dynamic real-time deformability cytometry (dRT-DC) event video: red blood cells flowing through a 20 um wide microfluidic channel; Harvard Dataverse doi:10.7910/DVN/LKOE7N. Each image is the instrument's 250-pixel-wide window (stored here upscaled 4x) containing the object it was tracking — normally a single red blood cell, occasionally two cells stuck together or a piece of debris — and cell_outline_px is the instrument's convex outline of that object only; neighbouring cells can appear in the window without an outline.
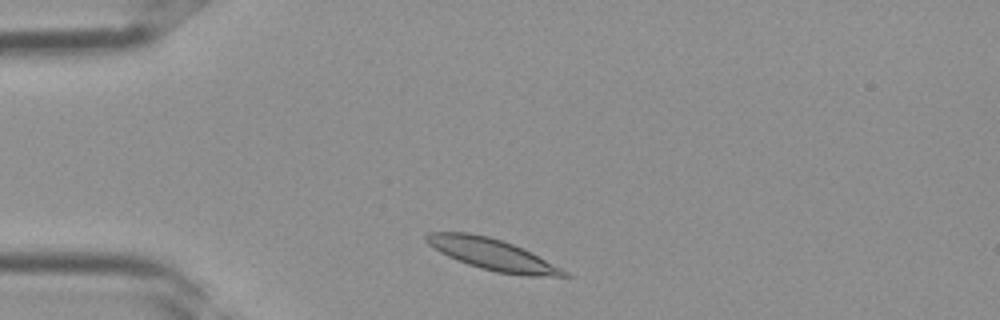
{"species": "Egyptian fruit bat (a non-hibernating species)", "species_latin": "Rousettus aegyptiacus", "temperature_condition": "room temperature", "stored_images_in_passage": 25, "camera_frame_rate_fps": 3000, "um_per_image_px": 0.085, "frame": {"image": 1, "passage_image": 2, "time_ms": 0.333, "image_size_px": [1000, 320], "cell_outline_px": [[572, 276], [568, 280], [528, 276], [496, 272], [480, 268], [468, 264], [448, 256], [440, 252], [428, 244], [424, 240], [424, 236], [428, 232], [468, 232], [488, 236], [524, 248], [532, 252], [568, 272]], "centroid_in_image_um": [41.97, 21.66], "position_along_channel_um": 43.0, "area_um2": 25.66}}
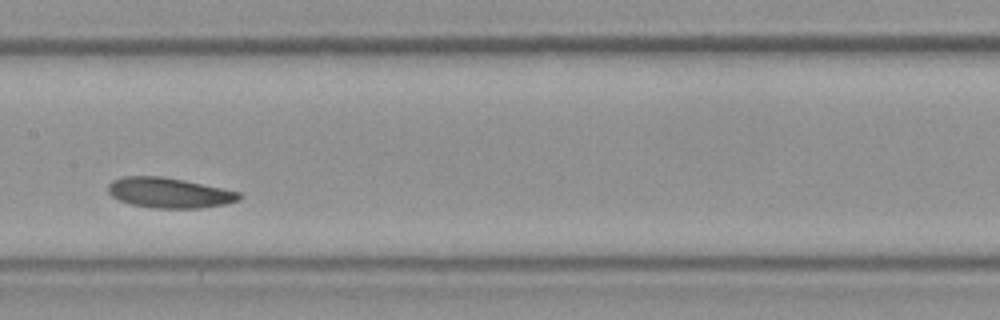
{"frame": {"image": 2, "passage_image": 12, "time_ms": 3.667, "image_size_px": [1000, 320], "cell_outline_px": [[244, 196], [240, 200], [228, 204], [200, 208], [152, 208], [132, 204], [120, 200], [112, 196], [108, 192], [108, 184], [112, 180], [124, 176], [160, 176], [184, 180], [240, 192]], "centroid_in_image_um": [14.41, 16.39], "position_along_channel_um": 193.0, "area_um2": 23.18}}
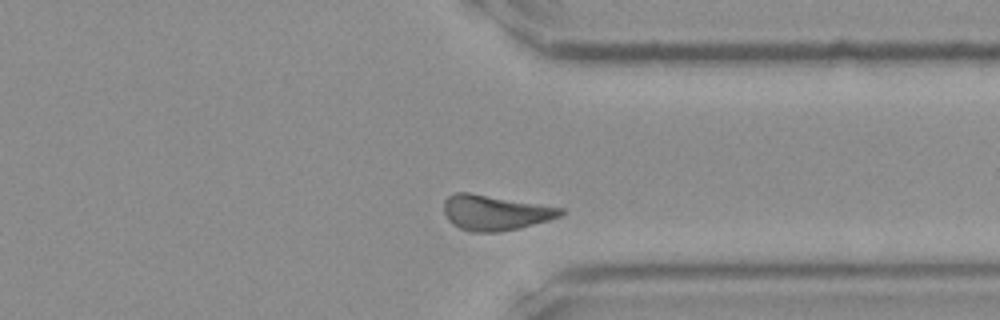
{"frame": {"image": 3, "passage_image": 22, "time_ms": 7.0, "image_size_px": [1000, 320], "cell_outline_px": [[564, 212], [560, 216], [548, 220], [520, 228], [500, 232], [472, 232], [460, 228], [452, 224], [448, 220], [444, 212], [444, 200], [448, 196], [456, 192], [468, 192], [564, 208]], "centroid_in_image_um": [42.06, 18.07], "position_along_channel_um": 369.3, "area_um2": 23.93}}